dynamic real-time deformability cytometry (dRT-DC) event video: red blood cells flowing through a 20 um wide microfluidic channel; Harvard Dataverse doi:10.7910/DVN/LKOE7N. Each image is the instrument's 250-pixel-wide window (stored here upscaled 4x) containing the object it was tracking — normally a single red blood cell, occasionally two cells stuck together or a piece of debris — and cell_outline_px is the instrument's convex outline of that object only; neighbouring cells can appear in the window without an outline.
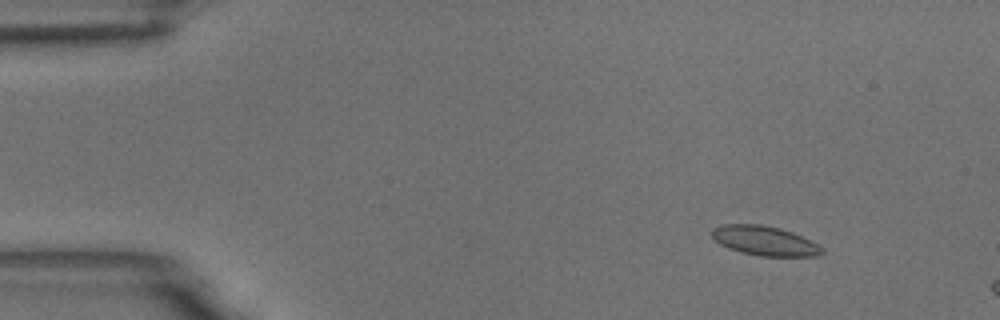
{"species": "common noctule bat (a hibernating species)", "species_latin": "Nyctalus noctula", "temperature_condition": "room temperature", "stored_images_in_passage": 4, "camera_frame_rate_fps": 3000, "um_per_image_px": 0.085, "animal": {"sex": "male", "body_mass_g": 18.8}, "frame": {"image": 1, "passage_image": 2, "time_ms": 0.333, "image_size_px": [1000, 320], "cell_outline_px": [[824, 252], [820, 256], [760, 256], [740, 252], [728, 248], [720, 244], [712, 236], [712, 228], [724, 224], [760, 224], [780, 228], [792, 232], [824, 248]], "centroid_in_image_um": [64.99, 20.47], "position_along_channel_um": 20.0, "area_um2": 18.84}}